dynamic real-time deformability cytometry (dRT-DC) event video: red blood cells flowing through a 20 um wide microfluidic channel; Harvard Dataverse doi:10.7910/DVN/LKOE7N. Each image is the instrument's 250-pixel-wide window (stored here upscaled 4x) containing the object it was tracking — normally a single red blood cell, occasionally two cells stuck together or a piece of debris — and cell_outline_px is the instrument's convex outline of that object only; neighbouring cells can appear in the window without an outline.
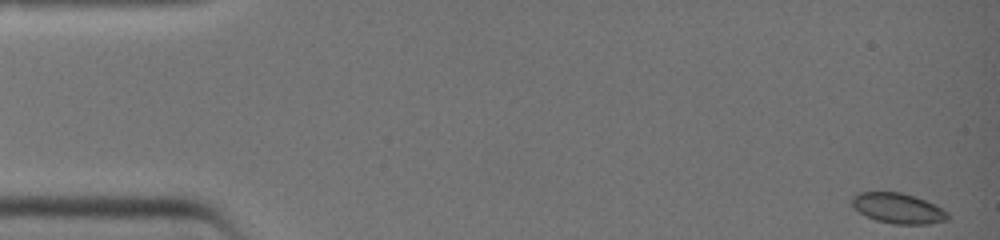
{"species": "common noctule bat (a hibernating species)", "species_latin": "Nyctalus noctula", "temperature_condition": "warm", "stored_images_in_passage": 2, "camera_frame_rate_fps": 3000, "um_per_image_px": 0.085, "animal": {"sex": "female", "body_mass_g": 19.0, "forearm_length_mm": 51.5}, "frame": {"image": 1, "passage_image": 1, "time_ms": 0.0, "image_size_px": [1000, 240], "cell_outline_px": [[948, 220], [928, 224], [892, 224], [876, 220], [860, 212], [852, 204], [852, 196], [860, 192], [900, 192], [916, 196], [948, 212]], "centroid_in_image_um": [76.34, 17.7], "position_along_channel_um": 8.7, "area_um2": 16.7}}